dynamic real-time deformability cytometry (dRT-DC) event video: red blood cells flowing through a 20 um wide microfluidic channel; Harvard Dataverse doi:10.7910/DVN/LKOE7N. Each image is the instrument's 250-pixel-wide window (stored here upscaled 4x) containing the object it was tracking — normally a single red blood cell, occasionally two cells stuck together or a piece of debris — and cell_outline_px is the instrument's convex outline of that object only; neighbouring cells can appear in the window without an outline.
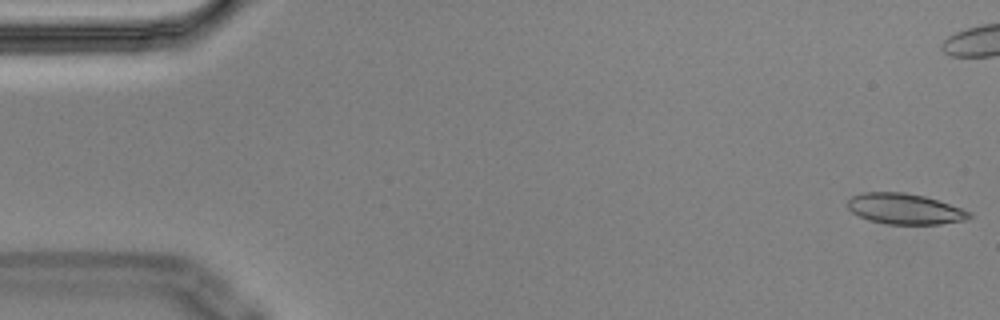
{"species": "Egyptian fruit bat (a non-hibernating species)", "species_latin": "Rousettus aegyptiacus", "temperature_condition": "cold", "stored_images_in_passage": 12, "camera_frame_rate_fps": 3000, "um_per_image_px": 0.085, "animal": {"sex": "male"}, "frame": {"image": 1, "passage_image": 1, "time_ms": 0.0, "image_size_px": [1000, 320], "cell_outline_px": [[972, 216], [964, 220], [940, 224], [888, 224], [868, 220], [852, 212], [848, 208], [848, 200], [852, 196], [864, 192], [904, 192], [924, 196], [972, 212]], "centroid_in_image_um": [76.89, 17.75], "position_along_channel_um": 8.1, "area_um2": 21.56}}